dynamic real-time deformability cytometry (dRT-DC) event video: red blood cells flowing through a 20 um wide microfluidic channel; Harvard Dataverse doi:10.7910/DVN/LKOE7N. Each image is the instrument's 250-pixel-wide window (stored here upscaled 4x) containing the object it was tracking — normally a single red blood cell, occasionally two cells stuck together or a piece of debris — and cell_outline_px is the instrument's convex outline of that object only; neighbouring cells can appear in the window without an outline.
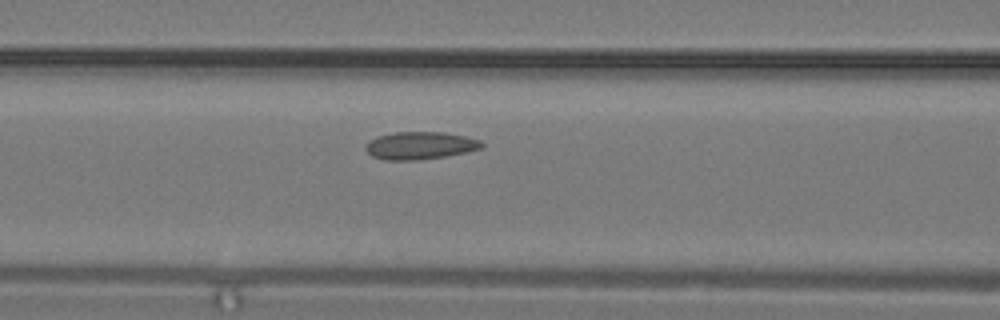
{"species": "common noctule bat (a hibernating species)", "species_latin": "Nyctalus noctula", "temperature_condition": "warm", "stored_images_in_passage": 6, "camera_frame_rate_fps": 3000, "um_per_image_px": 0.085, "animal": {"sex": "male", "body_mass_g": 19.2, "forearm_length_mm": 51.8}, "frame": {"image": 1, "passage_image": 5, "time_ms": 1.333, "image_size_px": [1000, 320], "cell_outline_px": [[484, 144], [480, 148], [468, 152], [444, 156], [416, 160], [384, 160], [372, 156], [364, 148], [364, 144], [368, 140], [376, 136], [396, 132], [444, 132], [464, 136], [480, 140]], "centroid_in_image_um": [35.65, 12.37], "position_along_channel_um": 130.9, "area_um2": 18.73}}